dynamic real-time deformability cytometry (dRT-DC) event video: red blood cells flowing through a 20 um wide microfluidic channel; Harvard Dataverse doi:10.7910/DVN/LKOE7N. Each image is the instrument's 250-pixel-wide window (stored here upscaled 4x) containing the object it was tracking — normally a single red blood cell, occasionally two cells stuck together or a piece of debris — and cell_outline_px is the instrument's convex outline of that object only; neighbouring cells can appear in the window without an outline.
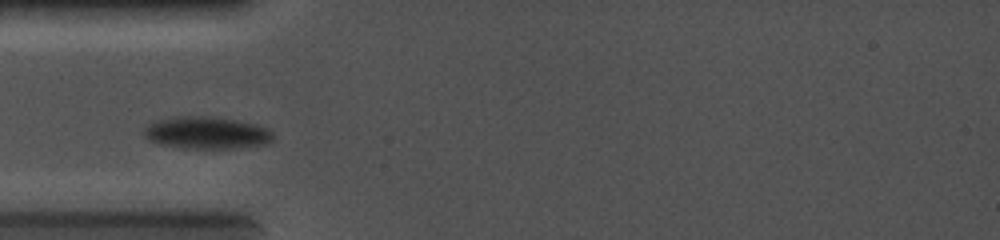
{"species": "common noctule bat (a hibernating species)", "species_latin": "Nyctalus noctula", "temperature_condition": "cold", "stored_images_in_passage": 62, "camera_frame_rate_fps": 5000, "um_per_image_px": 0.085, "animal": {"sex": "female", "body_mass_g": 19.0, "forearm_length_mm": 56.7}, "frame": {"image": 1, "passage_image": 1, "time_ms": 0.0, "image_size_px": [1000, 240], "cell_outline_px": [[272, 140], [268, 144], [232, 148], [184, 148], [164, 144], [148, 140], [144, 136], [144, 128], [148, 124], [160, 120], [176, 116], [212, 116], [236, 120], [256, 124], [272, 132]], "centroid_in_image_um": [17.56, 11.28], "position_along_channel_um": 67.4, "area_um2": 23.99}}
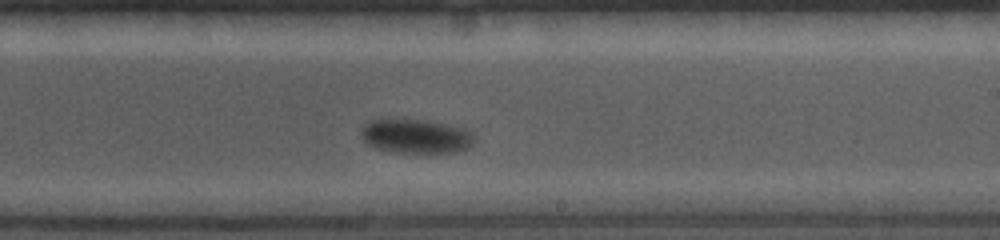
{"frame": {"image": 2, "passage_image": 25, "time_ms": 4.2, "image_size_px": [1000, 240], "cell_outline_px": [[472, 144], [468, 148], [452, 152], [396, 152], [376, 148], [368, 144], [364, 140], [364, 124], [372, 120], [428, 120], [448, 124], [464, 128], [472, 132]], "centroid_in_image_um": [35.4, 11.57], "position_along_channel_um": 253.6, "area_um2": 21.96}}
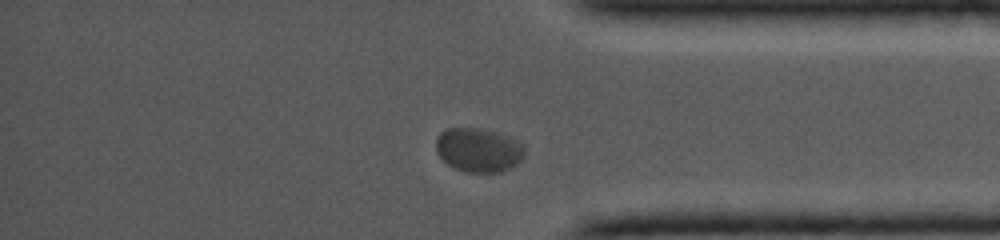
{"frame": {"image": 3, "passage_image": 52, "time_ms": 7.4, "image_size_px": [1000, 240], "cell_outline_px": [[524, 156], [516, 164], [500, 172], [468, 172], [456, 168], [448, 164], [436, 152], [436, 136], [440, 132], [448, 128], [484, 128], [520, 140], [524, 144]], "centroid_in_image_um": [40.69, 12.72], "position_along_channel_um": 394.5, "area_um2": 22.83}}